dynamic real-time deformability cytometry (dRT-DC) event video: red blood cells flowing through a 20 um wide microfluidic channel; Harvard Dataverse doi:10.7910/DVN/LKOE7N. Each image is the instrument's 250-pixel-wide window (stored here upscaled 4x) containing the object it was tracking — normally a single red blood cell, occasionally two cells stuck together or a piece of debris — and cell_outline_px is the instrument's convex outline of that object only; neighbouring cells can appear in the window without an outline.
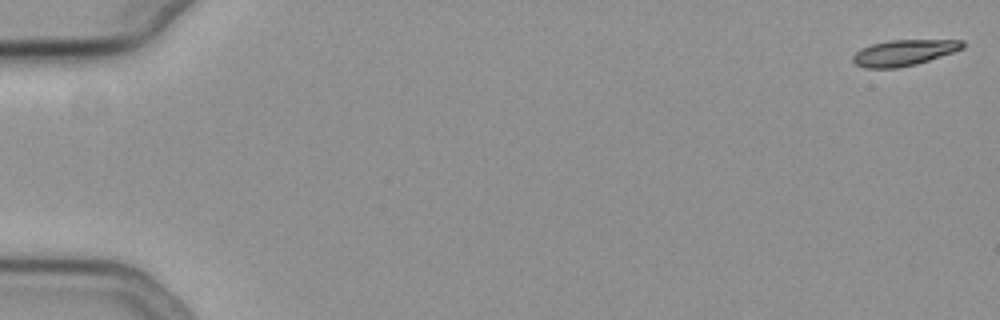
{"species": "common noctule bat (a hibernating species)", "species_latin": "Nyctalus noctula", "temperature_condition": "cold", "stored_images_in_passage": 10, "camera_frame_rate_fps": 3000, "um_per_image_px": 0.085, "animal": {"sex": "female", "body_mass_g": 19.3, "forearm_length_mm": 54.1}, "frame": {"image": 1, "passage_image": 1, "time_ms": 0.0, "image_size_px": [1000, 320], "cell_outline_px": [[964, 48], [916, 64], [896, 68], [864, 68], [856, 64], [852, 60], [852, 56], [860, 48], [872, 44], [888, 40], [964, 40]], "centroid_in_image_um": [76.79, 4.47], "position_along_channel_um": 8.2, "area_um2": 16.47}}